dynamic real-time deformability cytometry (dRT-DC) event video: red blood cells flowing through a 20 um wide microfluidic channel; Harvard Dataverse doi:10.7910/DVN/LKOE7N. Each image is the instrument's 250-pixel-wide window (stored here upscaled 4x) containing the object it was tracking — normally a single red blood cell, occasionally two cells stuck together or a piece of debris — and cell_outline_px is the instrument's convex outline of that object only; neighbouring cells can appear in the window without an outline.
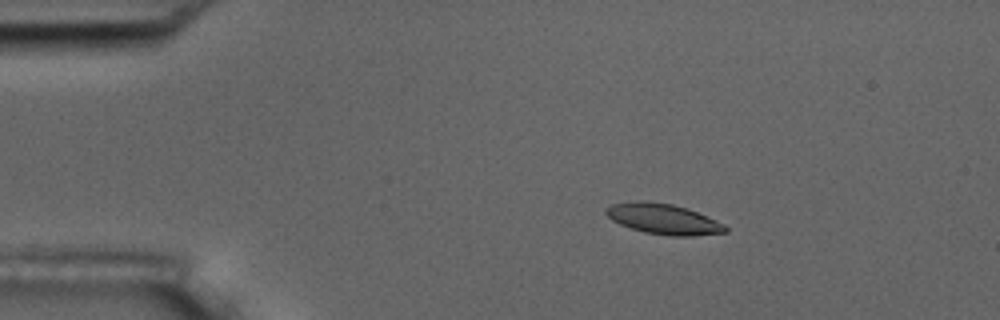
{"species": "common noctule bat (a hibernating species)", "species_latin": "Nyctalus noctula", "temperature_condition": "room temperature", "stored_images_in_passage": 5, "camera_frame_rate_fps": 3000, "um_per_image_px": 0.085, "animal": {"sex": "male", "body_mass_g": 17.5, "forearm_length_mm": 52.3}, "frame": {"image": 1, "passage_image": 3, "time_ms": 2.333, "image_size_px": [1000, 320], "cell_outline_px": [[728, 232], [692, 236], [668, 236], [644, 232], [620, 224], [612, 220], [604, 212], [604, 208], [612, 204], [636, 200], [640, 200], [672, 204], [696, 212], [724, 224], [728, 228]], "centroid_in_image_um": [56.35, 18.62], "position_along_channel_um": 28.6, "area_um2": 21.1}}
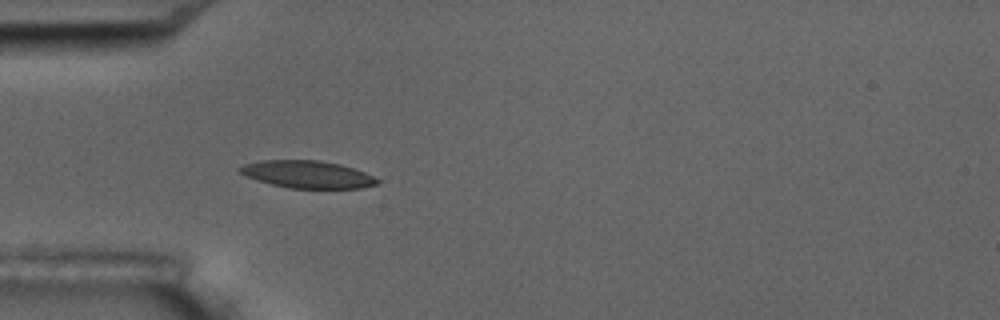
{"frame": {"image": 2, "passage_image": 5, "time_ms": 4.667, "image_size_px": [1000, 320], "cell_outline_px": [[380, 180], [376, 184], [360, 188], [288, 188], [256, 180], [240, 172], [236, 168], [244, 164], [264, 160], [320, 160], [340, 164], [364, 172]], "centroid_in_image_um": [26.11, 14.82], "position_along_channel_um": 58.9, "area_um2": 21.73}}